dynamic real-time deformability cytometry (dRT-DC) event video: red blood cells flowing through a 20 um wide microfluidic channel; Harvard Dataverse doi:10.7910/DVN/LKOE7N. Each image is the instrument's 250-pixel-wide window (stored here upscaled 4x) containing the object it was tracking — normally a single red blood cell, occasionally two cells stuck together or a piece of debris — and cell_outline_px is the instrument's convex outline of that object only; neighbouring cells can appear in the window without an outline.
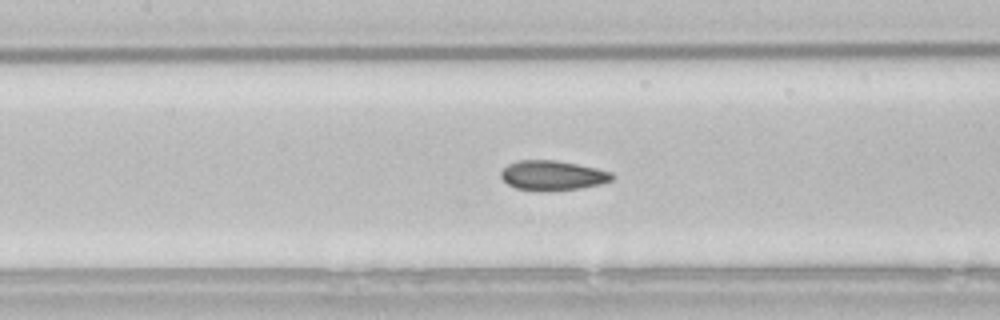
{"species": "common noctule bat (a hibernating species)", "species_latin": "Nyctalus noctula", "temperature_condition": "room temperature", "stored_images_in_passage": 52, "camera_frame_rate_fps": 3000, "um_per_image_px": 0.085, "animal": {"sex": "male", "body_mass_g": 21.5, "forearm_length_mm": 52.0}, "frame": {"image": 1, "passage_image": 23, "time_ms": 7.333, "image_size_px": [1000, 320], "cell_outline_px": [[612, 180], [600, 184], [580, 188], [516, 188], [508, 184], [500, 176], [500, 172], [508, 164], [520, 160], [552, 160], [576, 164], [596, 168], [612, 172]], "centroid_in_image_um": [46.97, 14.86], "position_along_channel_um": 160.4, "area_um2": 18.26}, "authors_computed_cell_mechanics": {"area_um2": 19.5364, "velocity_mm_per_s": 3.8327, "shape_relaxation_time_tau1_ms": 5.4614, "shape_relaxation_time_tau2_ms": 1.869, "deformation_change_tau1": 0.117, "deformation_change_tau2": 0.0418}}